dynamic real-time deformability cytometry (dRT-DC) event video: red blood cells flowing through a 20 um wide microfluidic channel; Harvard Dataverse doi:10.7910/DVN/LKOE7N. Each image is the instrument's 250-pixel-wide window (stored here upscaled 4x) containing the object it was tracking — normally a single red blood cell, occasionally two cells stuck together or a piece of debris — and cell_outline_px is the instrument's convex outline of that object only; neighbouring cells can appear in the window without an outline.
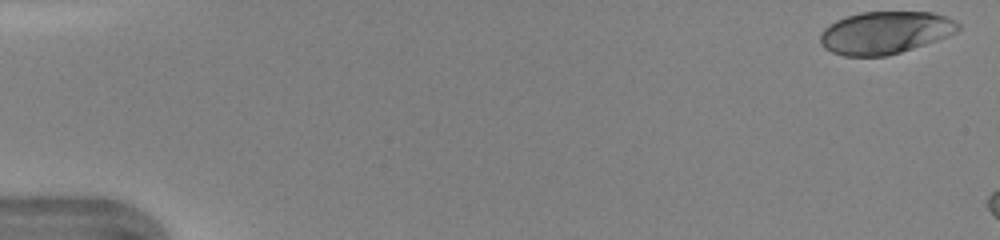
{"species": "human", "species_latin": "Homo sapiens", "temperature_condition": "warm", "stored_images_in_passage": 7, "camera_frame_rate_fps": 3000, "um_per_image_px": 0.085, "donor": {"sex": "female"}, "frame": {"image": 1, "passage_image": 1, "time_ms": 0.0, "image_size_px": [1000, 240], "cell_outline_px": [[960, 28], [956, 32], [948, 36], [888, 56], [844, 56], [832, 52], [824, 48], [820, 44], [820, 36], [824, 28], [828, 24], [836, 20], [860, 12], [932, 12], [956, 20], [960, 24]], "centroid_in_image_um": [75.22, 2.77], "position_along_channel_um": 9.8, "area_um2": 34.1}}